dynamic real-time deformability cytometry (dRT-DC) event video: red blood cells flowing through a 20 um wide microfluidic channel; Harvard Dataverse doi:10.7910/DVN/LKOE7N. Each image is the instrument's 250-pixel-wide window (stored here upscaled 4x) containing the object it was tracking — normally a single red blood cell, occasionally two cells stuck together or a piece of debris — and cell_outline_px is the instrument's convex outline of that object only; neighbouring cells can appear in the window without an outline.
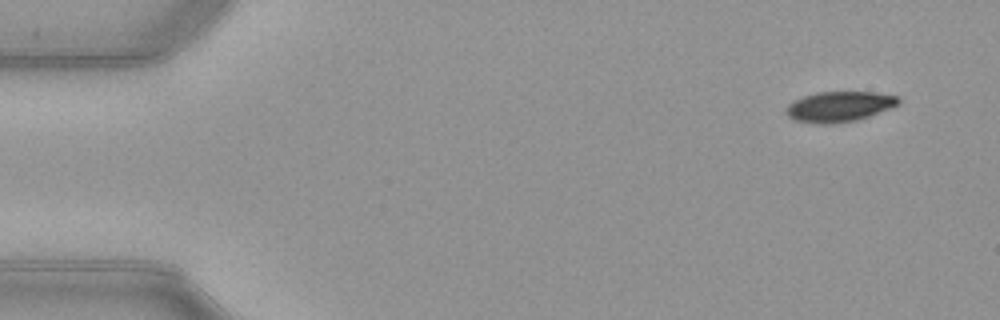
{"species": "common noctule bat (a hibernating species)", "species_latin": "Nyctalus noctula", "temperature_condition": "warm", "stored_images_in_passage": 52, "camera_frame_rate_fps": 3000, "um_per_image_px": 0.085, "animal": {"sex": "female", "body_mass_g": 21.9}, "frame": {"image": 1, "passage_image": 4, "time_ms": 1.0, "image_size_px": [1000, 320], "cell_outline_px": [[900, 104], [868, 116], [856, 120], [832, 124], [816, 124], [796, 120], [788, 116], [784, 112], [788, 104], [804, 96], [816, 92], [876, 92], [900, 96]], "centroid_in_image_um": [71.34, 9.05], "position_along_channel_um": 13.7, "area_um2": 19.88}}
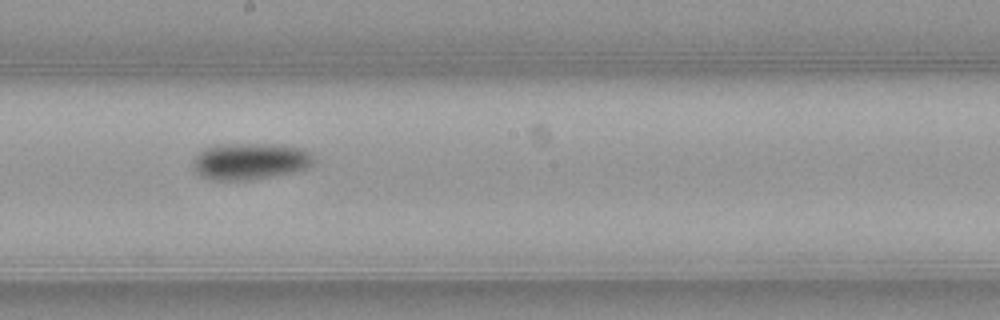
{"frame": {"image": 2, "passage_image": 29, "time_ms": 9.333, "image_size_px": [1000, 320], "cell_outline_px": [[320, 160], [308, 168], [292, 172], [248, 180], [212, 180], [200, 176], [192, 168], [192, 160], [204, 148], [212, 144], [276, 144], [304, 148], [312, 152]], "centroid_in_image_um": [21.3, 13.69], "position_along_channel_um": 226.9, "area_um2": 26.41}}
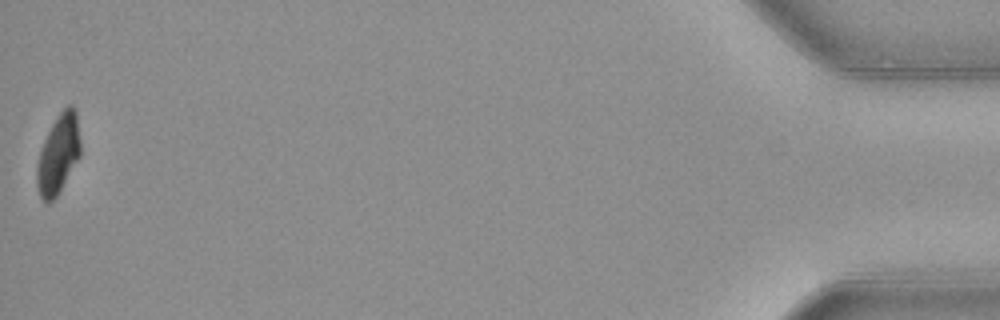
{"frame": {"image": 3, "passage_image": 52, "time_ms": 17.0, "image_size_px": [1000, 320], "cell_outline_px": [[80, 156], [56, 196], [48, 204], [40, 196], [36, 184], [36, 164], [44, 140], [56, 116], [68, 104], [72, 104], [76, 108], [80, 140]], "centroid_in_image_um": [4.96, 13.06], "position_along_channel_um": 430.2, "area_um2": 20.06}, "authors_computed_cell_mechanics": {"area_um2": 23.12, "velocity_mm_per_s": 3.992, "shape_relaxation_time_tau1_ms": 4.1998, "shape_relaxation_time_tau2_ms": 6.9154, "deformation_change_tau1": 0.1372, "deformation_change_tau2": 0.1005}}